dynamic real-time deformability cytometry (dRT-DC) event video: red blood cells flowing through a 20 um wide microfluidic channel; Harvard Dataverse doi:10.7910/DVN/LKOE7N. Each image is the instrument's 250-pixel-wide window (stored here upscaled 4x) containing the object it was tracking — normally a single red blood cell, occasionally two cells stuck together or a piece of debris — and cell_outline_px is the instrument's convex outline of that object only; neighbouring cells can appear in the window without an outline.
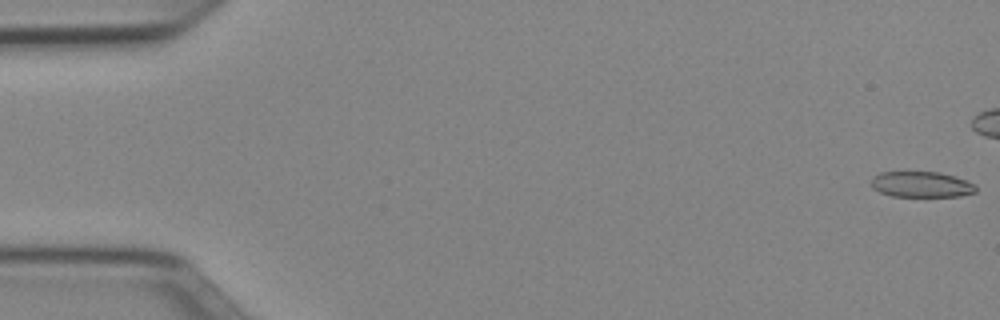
{"species": "Egyptian fruit bat (a non-hibernating species)", "species_latin": "Rousettus aegyptiacus", "temperature_condition": "cold", "stored_images_in_passage": 42, "camera_frame_rate_fps": 3000, "um_per_image_px": 0.085, "animal": {"sex": "female"}, "frame": {"image": 1, "passage_image": 1, "time_ms": 0.0, "image_size_px": [1000, 320], "cell_outline_px": [[976, 192], [960, 196], [892, 196], [880, 192], [872, 188], [872, 176], [880, 172], [940, 172], [976, 184]], "centroid_in_image_um": [78.3, 15.67], "position_along_channel_um": 6.7, "area_um2": 15.61}}
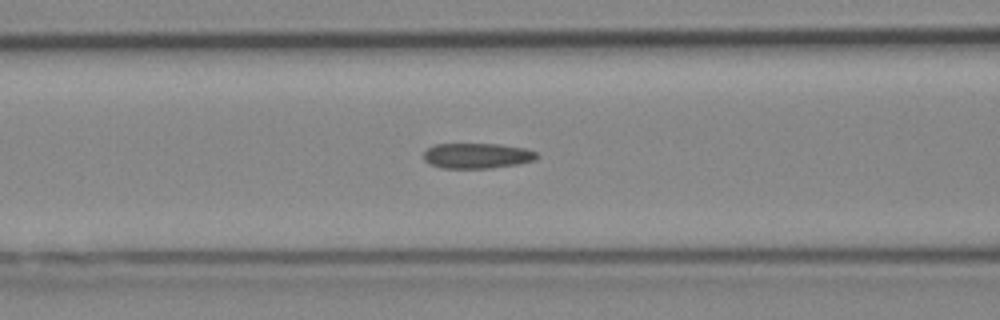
{"frame": {"image": 2, "passage_image": 21, "time_ms": 6.667, "image_size_px": [1000, 320], "cell_outline_px": [[540, 156], [536, 160], [516, 164], [492, 168], [440, 168], [428, 164], [424, 160], [424, 152], [428, 148], [436, 144], [500, 144], [524, 148], [536, 152]], "centroid_in_image_um": [40.55, 13.24], "position_along_channel_um": 126.1, "area_um2": 16.82}}
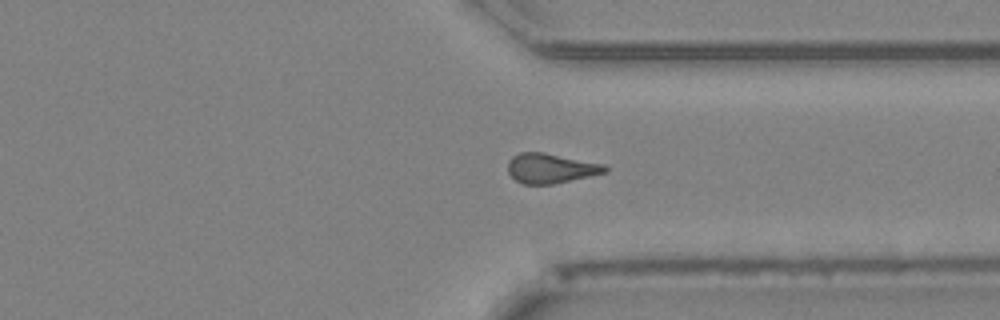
{"frame": {"image": 3, "passage_image": 39, "time_ms": 12.667, "image_size_px": [1000, 320], "cell_outline_px": [[608, 172], [552, 184], [524, 184], [516, 180], [508, 172], [508, 160], [512, 156], [520, 152], [544, 152], [604, 164], [608, 168]], "centroid_in_image_um": [46.81, 14.29], "position_along_channel_um": 364.6, "area_um2": 16.82}}